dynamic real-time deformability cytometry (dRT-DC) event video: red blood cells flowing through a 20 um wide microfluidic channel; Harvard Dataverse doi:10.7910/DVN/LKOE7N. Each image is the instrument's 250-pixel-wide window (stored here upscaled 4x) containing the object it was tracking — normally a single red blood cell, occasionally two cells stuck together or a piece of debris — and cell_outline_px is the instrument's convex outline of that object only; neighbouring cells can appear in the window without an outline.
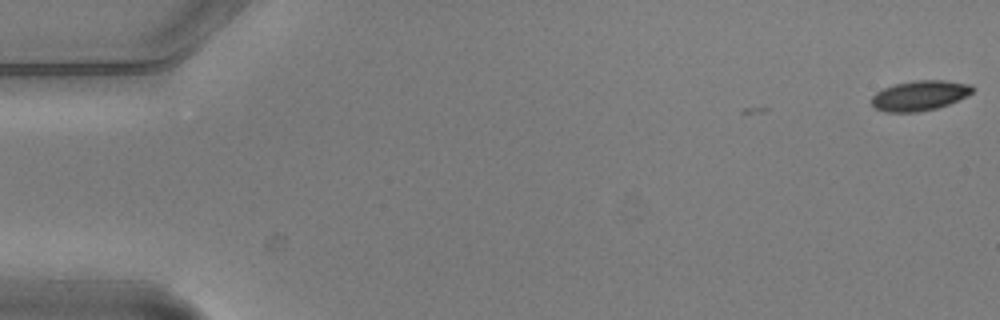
{"species": "common noctule bat (a hibernating species)", "species_latin": "Nyctalus noctula", "temperature_condition": "warm", "stored_images_in_passage": 3, "camera_frame_rate_fps": 3000, "um_per_image_px": 0.085, "animal": {"sex": "male", "body_mass_g": 20.5, "forearm_length_mm": 52.5}, "frame": {"image": 1, "passage_image": 1, "time_ms": 0.0, "image_size_px": [1000, 320], "cell_outline_px": [[976, 88], [968, 96], [948, 104], [936, 108], [916, 112], [884, 112], [876, 108], [872, 104], [872, 96], [876, 92], [884, 88], [896, 84], [912, 80], [944, 80], [972, 84]], "centroid_in_image_um": [78.21, 8.11], "position_along_channel_um": 6.8, "area_um2": 17.74}}